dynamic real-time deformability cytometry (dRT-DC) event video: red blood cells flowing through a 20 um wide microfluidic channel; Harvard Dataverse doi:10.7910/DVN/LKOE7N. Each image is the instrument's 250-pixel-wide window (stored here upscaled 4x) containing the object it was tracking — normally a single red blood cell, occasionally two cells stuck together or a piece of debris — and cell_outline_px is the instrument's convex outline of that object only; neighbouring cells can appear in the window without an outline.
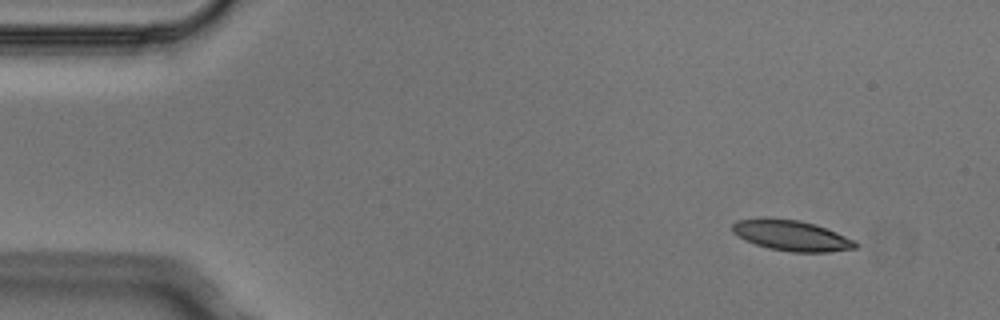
{"species": "Egyptian fruit bat (a non-hibernating species)", "species_latin": "Rousettus aegyptiacus", "temperature_condition": "cold", "stored_images_in_passage": 5, "camera_frame_rate_fps": 3000, "um_per_image_px": 0.085, "animal": {"sex": "male"}, "frame": {"image": 1, "passage_image": 2, "time_ms": 0.333, "image_size_px": [1000, 320], "cell_outline_px": [[860, 244], [856, 248], [828, 252], [792, 252], [768, 248], [744, 240], [732, 232], [732, 224], [736, 220], [760, 216], [764, 216], [800, 220], [816, 224], [856, 240]], "centroid_in_image_um": [67.25, 19.99], "position_along_channel_um": 17.7, "area_um2": 22.48}}
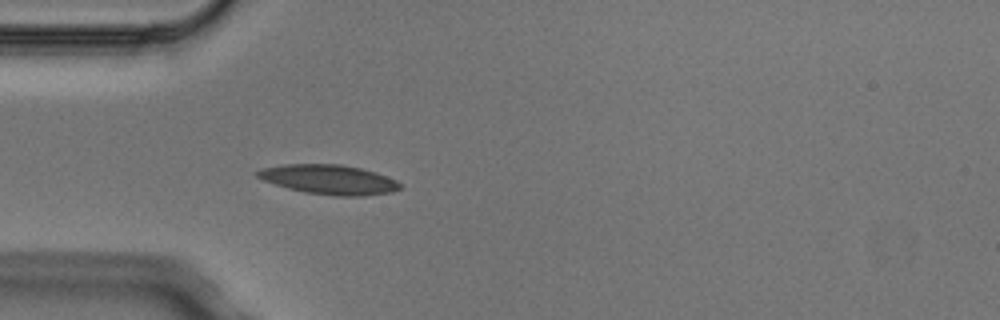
{"frame": {"image": 2, "passage_image": 5, "time_ms": 1.333, "image_size_px": [1000, 320], "cell_outline_px": [[400, 188], [392, 192], [364, 196], [332, 196], [304, 192], [288, 188], [264, 180], [256, 176], [256, 172], [264, 168], [284, 164], [340, 164], [360, 168], [376, 172], [396, 180], [400, 184]], "centroid_in_image_um": [27.99, 15.26], "position_along_channel_um": 57.0, "area_um2": 24.45}}